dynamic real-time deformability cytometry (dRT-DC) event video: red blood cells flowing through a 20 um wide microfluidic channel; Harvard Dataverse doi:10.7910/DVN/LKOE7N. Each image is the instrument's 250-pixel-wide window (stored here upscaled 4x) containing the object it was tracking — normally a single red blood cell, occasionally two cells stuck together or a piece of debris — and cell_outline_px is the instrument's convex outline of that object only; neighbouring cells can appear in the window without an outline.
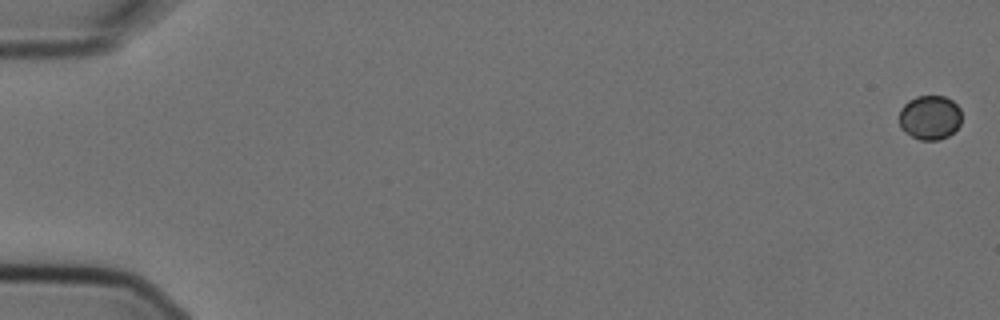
{"species": "Egyptian fruit bat (a non-hibernating species)", "species_latin": "Rousettus aegyptiacus", "temperature_condition": "cold", "stored_images_in_passage": 7, "camera_frame_rate_fps": 3000, "um_per_image_px": 0.085, "animal": {"sex": "female"}, "frame": {"image": 1, "passage_image": 1, "time_ms": 0.0, "image_size_px": [1000, 320], "cell_outline_px": [[960, 124], [948, 136], [940, 140], [920, 140], [912, 136], [900, 128], [900, 108], [908, 100], [916, 96], [944, 96], [952, 100], [960, 108]], "centroid_in_image_um": [79.03, 9.98], "position_along_channel_um": 6.0, "area_um2": 16.13}}
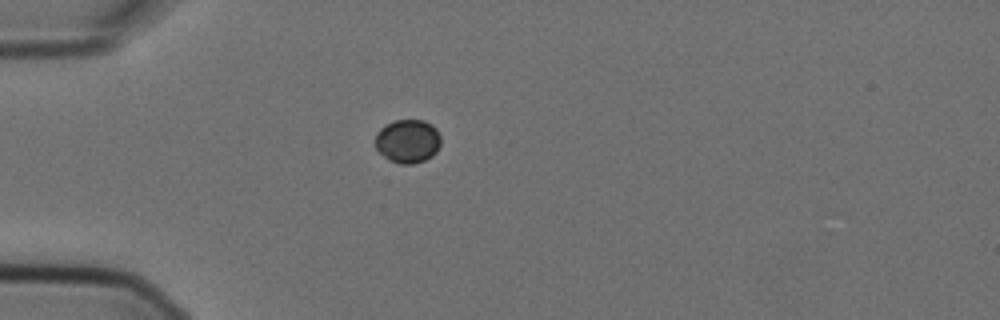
{"frame": {"image": 2, "passage_image": 5, "time_ms": 1.333, "image_size_px": [1000, 320], "cell_outline_px": [[440, 144], [436, 152], [432, 156], [424, 160], [412, 164], [400, 164], [388, 160], [376, 148], [376, 132], [384, 124], [392, 120], [424, 120], [432, 124], [436, 128], [440, 136]], "centroid_in_image_um": [34.65, 11.98], "position_along_channel_um": 50.4, "area_um2": 16.82}}
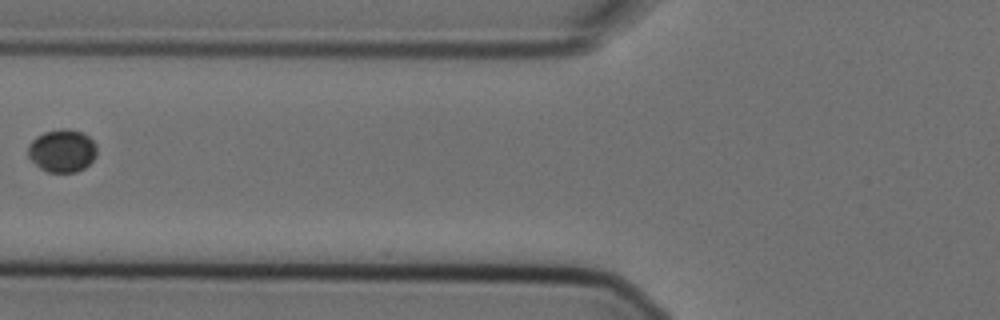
{"frame": {"image": 3, "passage_image": 7, "time_ms": 2.0, "image_size_px": [1000, 320], "cell_outline_px": [[96, 156], [84, 168], [76, 172], [48, 172], [40, 168], [28, 156], [28, 144], [36, 136], [44, 132], [60, 128], [68, 128], [80, 132], [88, 136], [96, 144]], "centroid_in_image_um": [5.27, 12.8], "position_along_channel_um": 120.5, "area_um2": 17.17}}